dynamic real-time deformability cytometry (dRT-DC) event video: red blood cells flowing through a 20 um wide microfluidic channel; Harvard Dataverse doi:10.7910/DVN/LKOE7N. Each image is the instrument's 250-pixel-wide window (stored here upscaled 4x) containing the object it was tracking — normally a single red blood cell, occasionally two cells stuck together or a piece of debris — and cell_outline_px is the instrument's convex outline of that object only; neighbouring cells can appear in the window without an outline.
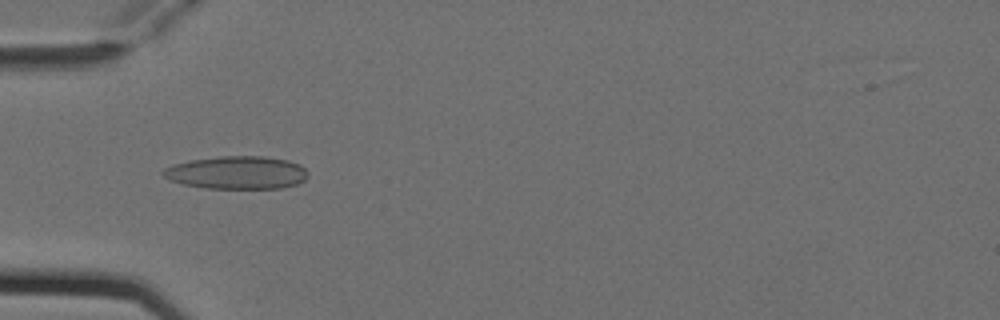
{"species": "Egyptian fruit bat (a non-hibernating species)", "species_latin": "Rousettus aegyptiacus", "temperature_condition": "cold", "stored_images_in_passage": 2, "camera_frame_rate_fps": 3000, "um_per_image_px": 0.085, "animal": {"sex": "female"}, "frame": {"image": 1, "passage_image": 2, "time_ms": 0.333, "image_size_px": [1000, 320], "cell_outline_px": [[308, 176], [304, 180], [296, 184], [280, 188], [204, 188], [184, 184], [168, 180], [160, 172], [164, 168], [172, 164], [188, 160], [220, 156], [264, 156], [288, 160], [300, 164], [308, 172]], "centroid_in_image_um": [20.1, 14.66], "position_along_channel_um": 64.9, "area_um2": 27.98}}